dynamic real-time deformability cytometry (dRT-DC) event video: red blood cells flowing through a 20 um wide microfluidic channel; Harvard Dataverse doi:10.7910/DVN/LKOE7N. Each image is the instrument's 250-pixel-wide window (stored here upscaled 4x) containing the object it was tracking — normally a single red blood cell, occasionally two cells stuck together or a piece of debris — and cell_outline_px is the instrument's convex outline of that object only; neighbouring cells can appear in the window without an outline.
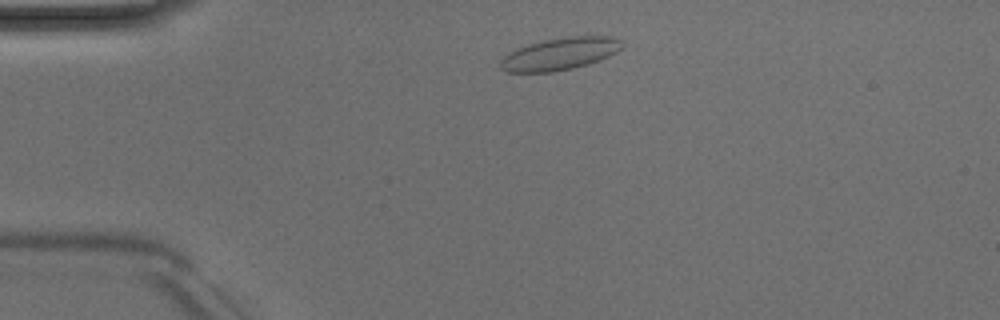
{"species": "Egyptian fruit bat (a non-hibernating species)", "species_latin": "Rousettus aegyptiacus", "temperature_condition": "room temperature", "stored_images_in_passage": 43, "camera_frame_rate_fps": 3000, "um_per_image_px": 0.085, "animal": {"sex": "male"}, "frame": {"image": 1, "passage_image": 4, "time_ms": 1.0, "image_size_px": [1000, 320], "cell_outline_px": [[624, 48], [608, 56], [588, 64], [572, 68], [552, 72], [508, 72], [500, 68], [500, 60], [508, 52], [516, 48], [528, 44], [544, 40], [564, 36], [612, 36], [620, 40], [624, 44]], "centroid_in_image_um": [47.59, 4.56], "position_along_channel_um": 37.4, "area_um2": 23.0}}
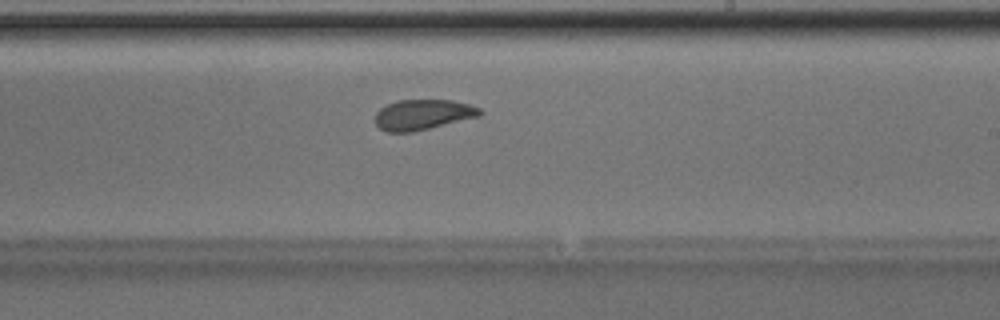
{"frame": {"image": 2, "passage_image": 23, "time_ms": 7.333, "image_size_px": [1000, 320], "cell_outline_px": [[484, 112], [480, 116], [412, 132], [388, 132], [380, 128], [376, 124], [376, 112], [380, 108], [396, 100], [452, 100], [468, 104], [480, 108]], "centroid_in_image_um": [35.95, 9.74], "position_along_channel_um": 253.0, "area_um2": 18.44}}
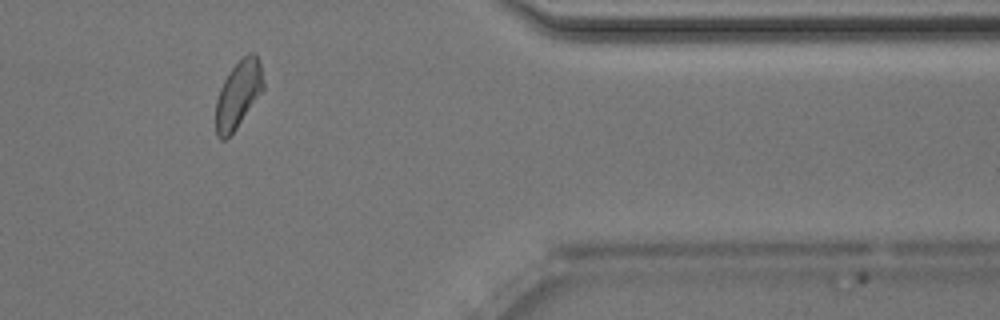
{"frame": {"image": 3, "passage_image": 35, "time_ms": 11.333, "image_size_px": [1000, 320], "cell_outline_px": [[264, 88], [236, 128], [224, 140], [220, 140], [216, 136], [216, 100], [220, 88], [224, 80], [232, 68], [248, 52], [256, 52], [260, 64], [264, 84]], "centroid_in_image_um": [20.24, 8.01], "position_along_channel_um": 391.2, "area_um2": 18.32}, "authors_computed_cell_mechanics": {"area_um2": 19.4208, "velocity_mm_per_s": 3.9754, "shape_relaxation_time_tau1_ms": 3.6841, "shape_relaxation_time_tau2_ms": 1.4398, "deformation_change_tau1": 0.0882, "deformation_change_tau2": 0.0537}}